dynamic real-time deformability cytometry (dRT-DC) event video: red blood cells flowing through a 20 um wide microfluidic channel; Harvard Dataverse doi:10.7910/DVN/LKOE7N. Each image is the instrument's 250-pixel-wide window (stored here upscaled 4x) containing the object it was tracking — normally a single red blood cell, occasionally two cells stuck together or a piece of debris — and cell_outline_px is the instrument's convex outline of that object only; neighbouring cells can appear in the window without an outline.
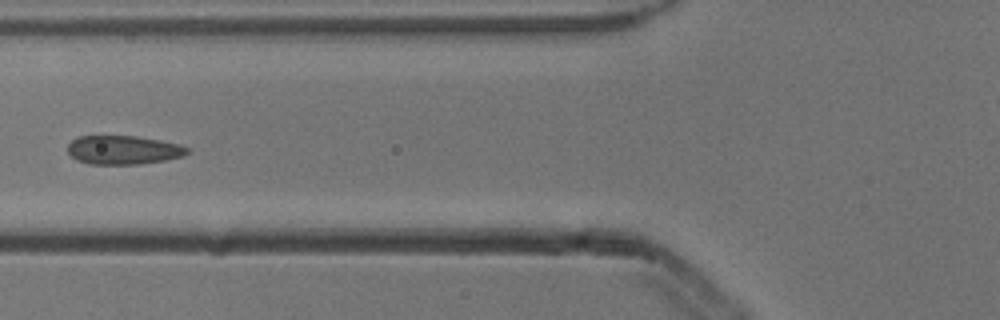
{"species": "common noctule bat (a hibernating species)", "species_latin": "Nyctalus noctula", "temperature_condition": "cold", "stored_images_in_passage": 5, "camera_frame_rate_fps": 3000, "um_per_image_px": 0.085, "animal": {"sex": "male", "body_mass_g": 13.3}, "frame": {"image": 1, "passage_image": 4, "time_ms": 1.0, "image_size_px": [1000, 320], "cell_outline_px": [[188, 152], [184, 156], [164, 160], [140, 164], [88, 164], [76, 160], [68, 152], [68, 144], [72, 140], [80, 136], [136, 136], [160, 140], [180, 144], [188, 148]], "centroid_in_image_um": [10.48, 12.75], "position_along_channel_um": 115.3, "area_um2": 20.06}}
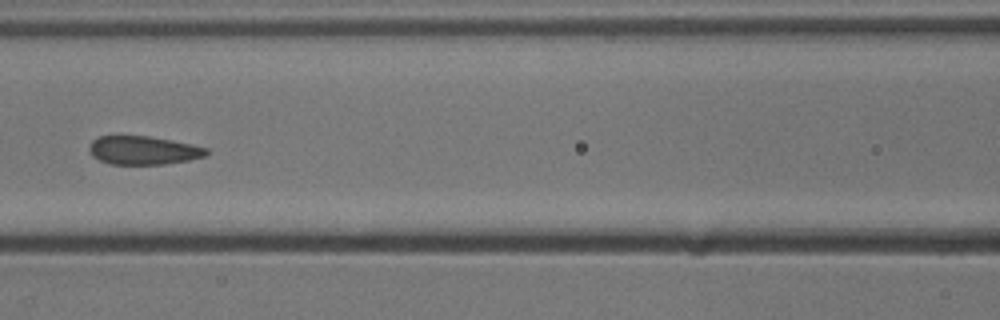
{"frame": {"image": 2, "passage_image": 5, "time_ms": 1.333, "image_size_px": [1000, 320], "cell_outline_px": [[208, 152], [204, 156], [188, 160], [164, 164], [112, 164], [100, 160], [92, 156], [88, 148], [92, 140], [100, 136], [148, 136], [172, 140], [208, 148]], "centroid_in_image_um": [12.16, 12.77], "position_along_channel_um": 154.4, "area_um2": 19.31}}